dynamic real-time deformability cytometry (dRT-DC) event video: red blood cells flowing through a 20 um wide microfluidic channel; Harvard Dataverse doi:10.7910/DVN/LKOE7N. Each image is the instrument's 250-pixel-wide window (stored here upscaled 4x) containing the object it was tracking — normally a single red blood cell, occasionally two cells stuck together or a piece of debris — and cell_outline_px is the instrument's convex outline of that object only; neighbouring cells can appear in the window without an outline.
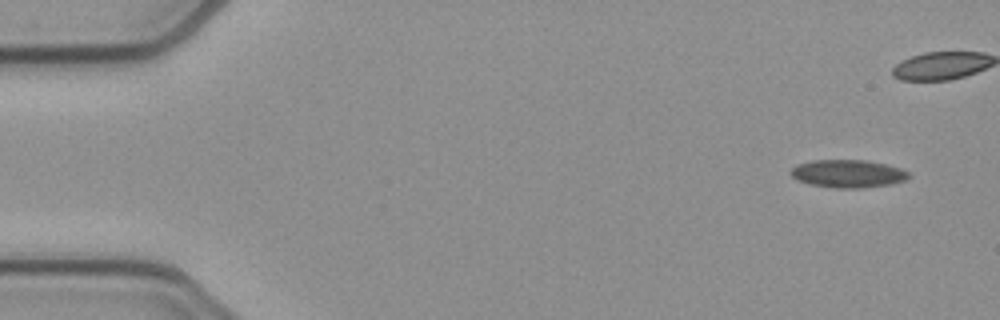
{"species": "common noctule bat (a hibernating species)", "species_latin": "Nyctalus noctula", "temperature_condition": "cold", "stored_images_in_passage": 40, "camera_frame_rate_fps": 3000, "um_per_image_px": 0.085, "animal": {"sex": "female", "body_mass_g": 21.9}, "frame": {"image": 1, "passage_image": 1, "time_ms": 0.0, "image_size_px": [1000, 320], "cell_outline_px": [[912, 176], [908, 180], [892, 184], [860, 188], [836, 188], [808, 184], [796, 180], [788, 172], [796, 164], [812, 160], [868, 160], [900, 168], [908, 172]], "centroid_in_image_um": [72.07, 14.76], "position_along_channel_um": 12.9, "area_um2": 19.42}}
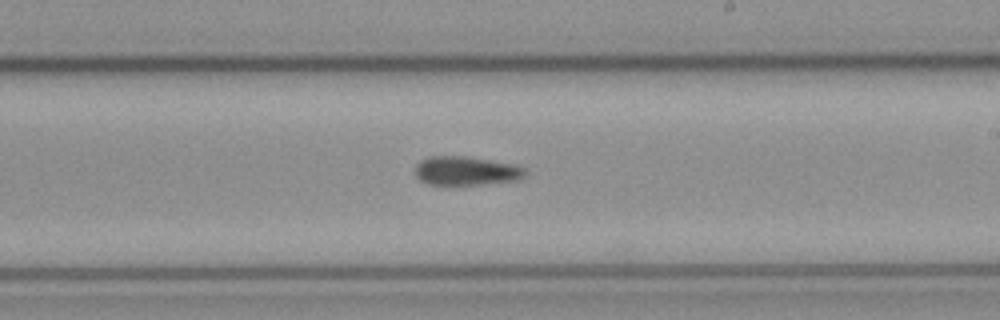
{"frame": {"image": 2, "passage_image": 28, "time_ms": 9.0, "image_size_px": [1000, 320], "cell_outline_px": [[528, 172], [520, 180], [484, 184], [428, 184], [420, 180], [416, 176], [416, 164], [420, 160], [428, 156], [464, 156], [516, 164], [524, 168]], "centroid_in_image_um": [39.65, 14.51], "position_along_channel_um": 249.3, "area_um2": 18.61}}
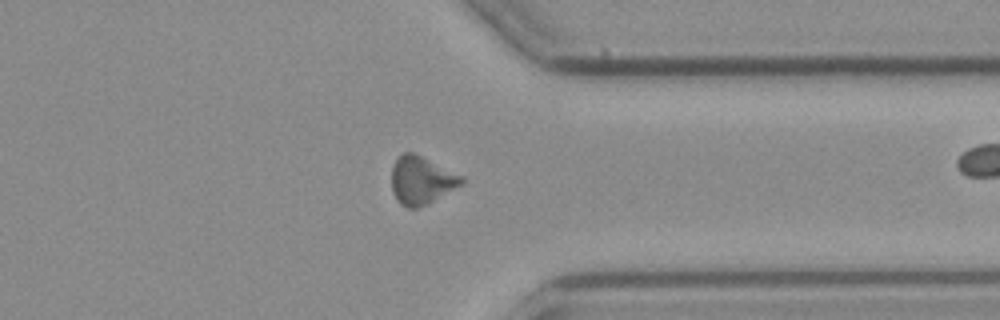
{"frame": {"image": 3, "passage_image": 38, "time_ms": 12.333, "image_size_px": [1000, 320], "cell_outline_px": [[464, 184], [428, 204], [420, 208], [408, 208], [400, 204], [396, 200], [392, 192], [392, 168], [396, 160], [404, 152], [412, 152], [464, 176]], "centroid_in_image_um": [35.83, 15.36], "position_along_channel_um": 375.6, "area_um2": 19.65}}